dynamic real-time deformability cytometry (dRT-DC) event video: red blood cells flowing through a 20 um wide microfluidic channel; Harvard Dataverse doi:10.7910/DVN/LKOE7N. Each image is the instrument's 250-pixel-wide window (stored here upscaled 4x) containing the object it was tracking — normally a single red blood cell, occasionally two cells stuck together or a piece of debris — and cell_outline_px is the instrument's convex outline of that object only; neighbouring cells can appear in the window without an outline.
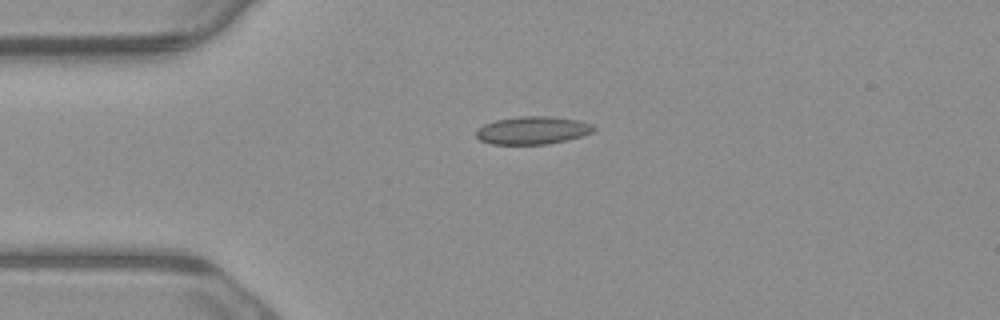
{"species": "common noctule bat (a hibernating species)", "species_latin": "Nyctalus noctula", "temperature_condition": "warm", "stored_images_in_passage": 3, "camera_frame_rate_fps": 3000, "um_per_image_px": 0.085, "animal": {"sex": "male", "body_mass_g": 23.1, "forearm_length_mm": 52.7}, "frame": {"image": 1, "passage_image": 1, "time_ms": 0.0, "image_size_px": [1000, 320], "cell_outline_px": [[596, 128], [592, 132], [580, 136], [548, 144], [492, 144], [480, 140], [476, 136], [476, 128], [484, 124], [496, 120], [520, 116], [548, 116], [580, 120], [592, 124]], "centroid_in_image_um": [45.25, 11.07], "position_along_channel_um": 39.8, "area_um2": 19.02}}
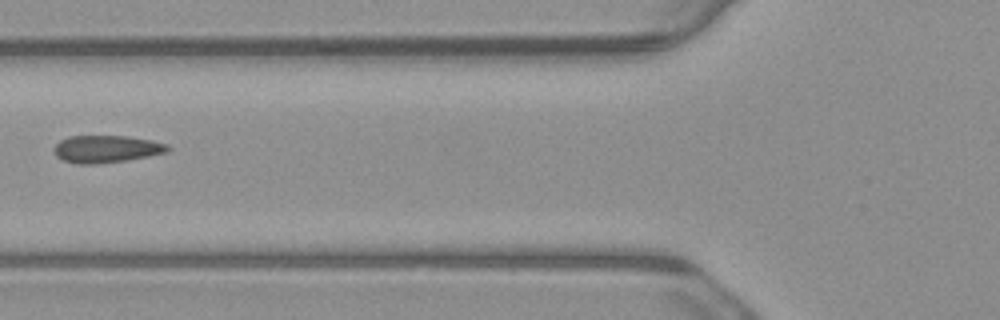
{"frame": {"image": 2, "passage_image": 3, "time_ms": 0.667, "image_size_px": [1000, 320], "cell_outline_px": [[172, 148], [168, 152], [128, 160], [96, 164], [76, 164], [64, 160], [56, 156], [52, 148], [60, 140], [68, 136], [128, 136], [152, 140], [168, 144]], "centroid_in_image_um": [9.05, 12.66], "position_along_channel_um": 116.7, "area_um2": 18.32}}